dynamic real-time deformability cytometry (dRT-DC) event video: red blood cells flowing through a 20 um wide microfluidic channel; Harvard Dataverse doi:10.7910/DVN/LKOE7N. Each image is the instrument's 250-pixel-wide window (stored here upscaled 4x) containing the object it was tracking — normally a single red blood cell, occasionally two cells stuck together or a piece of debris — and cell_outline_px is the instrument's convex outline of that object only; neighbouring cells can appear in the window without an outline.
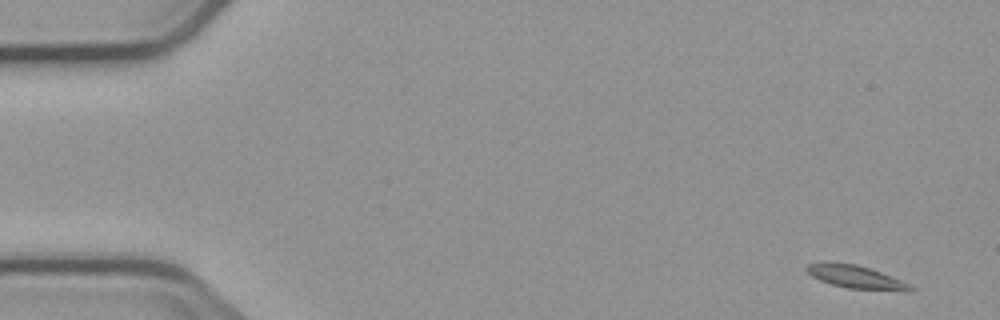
{"species": "common noctule bat (a hibernating species)", "species_latin": "Nyctalus noctula", "temperature_condition": "cold", "stored_images_in_passage": 6, "segment_of_instrument_passage": [1, 2], "camera_frame_rate_fps": 3000, "um_per_image_px": 0.085, "animal": {"sex": "male", "body_mass_g": 23.1, "forearm_length_mm": 52.7}, "frame": {"image": 1, "passage_image": 1, "time_ms": 0.0, "image_size_px": [1000, 320], "cell_outline_px": [[916, 288], [912, 292], [904, 292], [848, 288], [832, 284], [820, 280], [812, 276], [804, 268], [808, 264], [824, 260], [856, 264], [880, 272], [900, 280]], "centroid_in_image_um": [72.74, 23.53], "position_along_channel_um": 12.3, "area_um2": 14.16}}
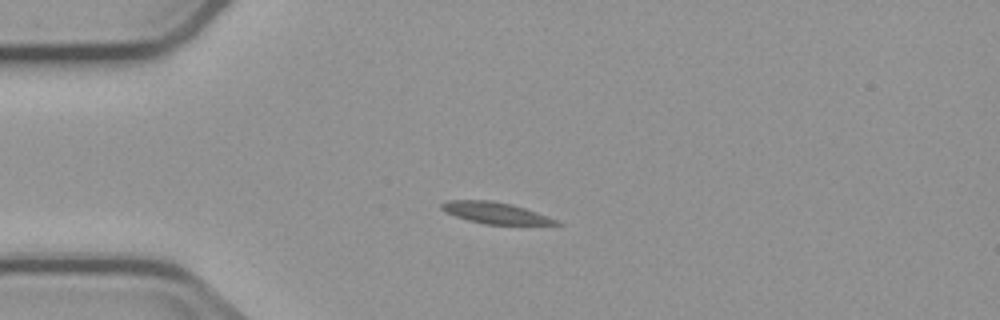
{"frame": {"image": 2, "passage_image": 4, "time_ms": 3.667, "image_size_px": [1000, 320], "cell_outline_px": [[564, 224], [484, 224], [468, 220], [444, 212], [440, 208], [440, 204], [448, 200], [492, 200], [512, 204], [536, 212], [556, 220]], "centroid_in_image_um": [42.02, 18.08], "position_along_channel_um": 43.0, "area_um2": 14.1}}